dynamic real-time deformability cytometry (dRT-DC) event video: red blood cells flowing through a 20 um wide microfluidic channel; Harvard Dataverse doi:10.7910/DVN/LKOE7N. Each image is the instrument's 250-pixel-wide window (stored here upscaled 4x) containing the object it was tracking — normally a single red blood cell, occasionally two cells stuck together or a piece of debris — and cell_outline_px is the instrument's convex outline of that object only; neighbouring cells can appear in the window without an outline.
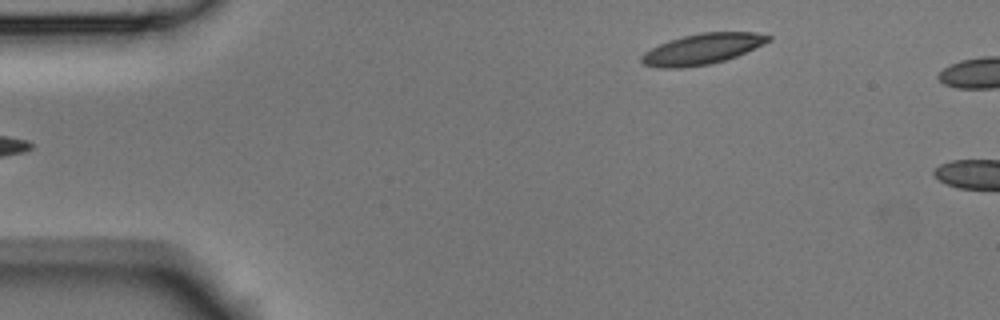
{"species": "Egyptian fruit bat (a non-hibernating species)", "species_latin": "Rousettus aegyptiacus", "temperature_condition": "room temperature", "stored_images_in_passage": 4, "camera_frame_rate_fps": 3000, "um_per_image_px": 0.085, "animal": {"sex": "male"}, "frame": {"image": 1, "passage_image": 4, "time_ms": 1.0, "image_size_px": [1000, 320], "cell_outline_px": [[772, 40], [764, 44], [736, 56], [724, 60], [708, 64], [684, 68], [660, 68], [644, 64], [640, 60], [640, 56], [644, 52], [668, 40], [700, 32], [756, 32], [772, 36]], "centroid_in_image_um": [59.69, 4.16], "position_along_channel_um": 25.3, "area_um2": 22.66}}